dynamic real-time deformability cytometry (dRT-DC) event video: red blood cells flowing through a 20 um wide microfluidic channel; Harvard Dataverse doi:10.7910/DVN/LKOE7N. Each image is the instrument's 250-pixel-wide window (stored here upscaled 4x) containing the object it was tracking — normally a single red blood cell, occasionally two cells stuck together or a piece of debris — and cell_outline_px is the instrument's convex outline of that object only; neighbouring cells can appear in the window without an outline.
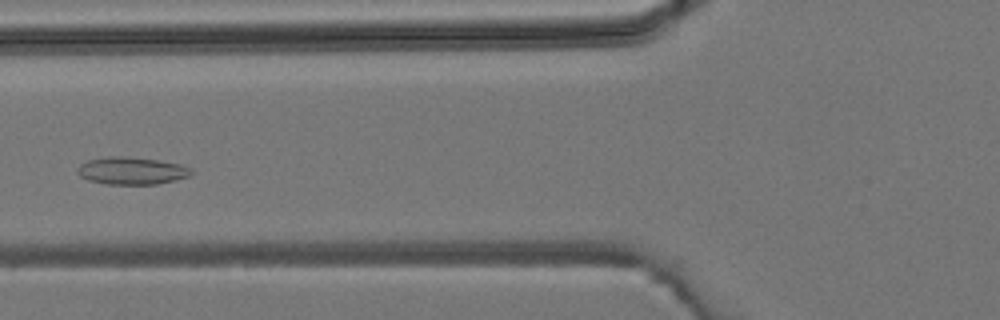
{"species": "common noctule bat (a hibernating species)", "species_latin": "Nyctalus noctula", "temperature_condition": "room temperature", "stored_images_in_passage": 4, "camera_frame_rate_fps": 3000, "um_per_image_px": 0.085, "animal": {"sex": "male", "body_mass_g": 19.2, "forearm_length_mm": 51.8}, "frame": {"image": 1, "passage_image": 4, "time_ms": 3.333, "image_size_px": [1000, 320], "cell_outline_px": [[196, 172], [188, 176], [156, 184], [108, 184], [88, 180], [80, 176], [76, 172], [76, 168], [80, 164], [88, 160], [108, 156], [128, 156], [156, 160], [180, 164], [192, 168]], "centroid_in_image_um": [11.17, 14.5], "position_along_channel_um": 114.6, "area_um2": 18.21}}